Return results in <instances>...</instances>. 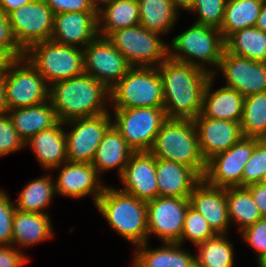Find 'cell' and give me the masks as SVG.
Returning <instances> with one entry per match:
<instances>
[{
	"label": "cell",
	"instance_id": "6",
	"mask_svg": "<svg viewBox=\"0 0 266 267\" xmlns=\"http://www.w3.org/2000/svg\"><path fill=\"white\" fill-rule=\"evenodd\" d=\"M172 49L179 53H171ZM224 50L225 40L219 29L194 23L168 44V58L207 70L202 63L217 68Z\"/></svg>",
	"mask_w": 266,
	"mask_h": 267
},
{
	"label": "cell",
	"instance_id": "33",
	"mask_svg": "<svg viewBox=\"0 0 266 267\" xmlns=\"http://www.w3.org/2000/svg\"><path fill=\"white\" fill-rule=\"evenodd\" d=\"M226 199L229 221H235L240 232L263 218L250 191L246 187L226 188Z\"/></svg>",
	"mask_w": 266,
	"mask_h": 267
},
{
	"label": "cell",
	"instance_id": "26",
	"mask_svg": "<svg viewBox=\"0 0 266 267\" xmlns=\"http://www.w3.org/2000/svg\"><path fill=\"white\" fill-rule=\"evenodd\" d=\"M134 151L128 146L126 140L113 124L105 132L102 141L97 147L92 161L93 167L99 172L119 167V177Z\"/></svg>",
	"mask_w": 266,
	"mask_h": 267
},
{
	"label": "cell",
	"instance_id": "2",
	"mask_svg": "<svg viewBox=\"0 0 266 267\" xmlns=\"http://www.w3.org/2000/svg\"><path fill=\"white\" fill-rule=\"evenodd\" d=\"M107 99L110 90L85 72L49 85V101L60 122L107 113Z\"/></svg>",
	"mask_w": 266,
	"mask_h": 267
},
{
	"label": "cell",
	"instance_id": "15",
	"mask_svg": "<svg viewBox=\"0 0 266 267\" xmlns=\"http://www.w3.org/2000/svg\"><path fill=\"white\" fill-rule=\"evenodd\" d=\"M189 206V198L158 196L147 201L148 236L154 233L163 243H178Z\"/></svg>",
	"mask_w": 266,
	"mask_h": 267
},
{
	"label": "cell",
	"instance_id": "31",
	"mask_svg": "<svg viewBox=\"0 0 266 267\" xmlns=\"http://www.w3.org/2000/svg\"><path fill=\"white\" fill-rule=\"evenodd\" d=\"M225 50L232 55L266 63V32L255 26L236 31L225 40Z\"/></svg>",
	"mask_w": 266,
	"mask_h": 267
},
{
	"label": "cell",
	"instance_id": "32",
	"mask_svg": "<svg viewBox=\"0 0 266 267\" xmlns=\"http://www.w3.org/2000/svg\"><path fill=\"white\" fill-rule=\"evenodd\" d=\"M140 22L145 29L168 33L177 19V9L172 0H138Z\"/></svg>",
	"mask_w": 266,
	"mask_h": 267
},
{
	"label": "cell",
	"instance_id": "35",
	"mask_svg": "<svg viewBox=\"0 0 266 267\" xmlns=\"http://www.w3.org/2000/svg\"><path fill=\"white\" fill-rule=\"evenodd\" d=\"M240 124L243 137L266 139V92L244 97Z\"/></svg>",
	"mask_w": 266,
	"mask_h": 267
},
{
	"label": "cell",
	"instance_id": "39",
	"mask_svg": "<svg viewBox=\"0 0 266 267\" xmlns=\"http://www.w3.org/2000/svg\"><path fill=\"white\" fill-rule=\"evenodd\" d=\"M227 0H196L190 11L198 12L195 24L220 29Z\"/></svg>",
	"mask_w": 266,
	"mask_h": 267
},
{
	"label": "cell",
	"instance_id": "25",
	"mask_svg": "<svg viewBox=\"0 0 266 267\" xmlns=\"http://www.w3.org/2000/svg\"><path fill=\"white\" fill-rule=\"evenodd\" d=\"M7 114L24 142L59 122L49 100L29 107L8 110Z\"/></svg>",
	"mask_w": 266,
	"mask_h": 267
},
{
	"label": "cell",
	"instance_id": "18",
	"mask_svg": "<svg viewBox=\"0 0 266 267\" xmlns=\"http://www.w3.org/2000/svg\"><path fill=\"white\" fill-rule=\"evenodd\" d=\"M121 190L143 201L158 197L156 158L150 152H134L120 176Z\"/></svg>",
	"mask_w": 266,
	"mask_h": 267
},
{
	"label": "cell",
	"instance_id": "29",
	"mask_svg": "<svg viewBox=\"0 0 266 267\" xmlns=\"http://www.w3.org/2000/svg\"><path fill=\"white\" fill-rule=\"evenodd\" d=\"M139 22L138 0H113L98 11V36L107 37L114 31L136 26Z\"/></svg>",
	"mask_w": 266,
	"mask_h": 267
},
{
	"label": "cell",
	"instance_id": "41",
	"mask_svg": "<svg viewBox=\"0 0 266 267\" xmlns=\"http://www.w3.org/2000/svg\"><path fill=\"white\" fill-rule=\"evenodd\" d=\"M15 210V203L13 204L9 196L3 190H0V246L11 245Z\"/></svg>",
	"mask_w": 266,
	"mask_h": 267
},
{
	"label": "cell",
	"instance_id": "3",
	"mask_svg": "<svg viewBox=\"0 0 266 267\" xmlns=\"http://www.w3.org/2000/svg\"><path fill=\"white\" fill-rule=\"evenodd\" d=\"M95 207L118 234L135 246L148 242L146 201L105 187Z\"/></svg>",
	"mask_w": 266,
	"mask_h": 267
},
{
	"label": "cell",
	"instance_id": "42",
	"mask_svg": "<svg viewBox=\"0 0 266 267\" xmlns=\"http://www.w3.org/2000/svg\"><path fill=\"white\" fill-rule=\"evenodd\" d=\"M241 232L245 242L258 253V257L266 253V217L259 219Z\"/></svg>",
	"mask_w": 266,
	"mask_h": 267
},
{
	"label": "cell",
	"instance_id": "28",
	"mask_svg": "<svg viewBox=\"0 0 266 267\" xmlns=\"http://www.w3.org/2000/svg\"><path fill=\"white\" fill-rule=\"evenodd\" d=\"M165 247L147 249V242L135 246L134 267H196L195 256L183 251L179 243H164Z\"/></svg>",
	"mask_w": 266,
	"mask_h": 267
},
{
	"label": "cell",
	"instance_id": "49",
	"mask_svg": "<svg viewBox=\"0 0 266 267\" xmlns=\"http://www.w3.org/2000/svg\"><path fill=\"white\" fill-rule=\"evenodd\" d=\"M7 111L4 95V72H0V115Z\"/></svg>",
	"mask_w": 266,
	"mask_h": 267
},
{
	"label": "cell",
	"instance_id": "1",
	"mask_svg": "<svg viewBox=\"0 0 266 267\" xmlns=\"http://www.w3.org/2000/svg\"><path fill=\"white\" fill-rule=\"evenodd\" d=\"M162 79L164 110L168 119H195L212 70L167 58L157 66Z\"/></svg>",
	"mask_w": 266,
	"mask_h": 267
},
{
	"label": "cell",
	"instance_id": "19",
	"mask_svg": "<svg viewBox=\"0 0 266 267\" xmlns=\"http://www.w3.org/2000/svg\"><path fill=\"white\" fill-rule=\"evenodd\" d=\"M97 36L98 12H63L54 15L51 40L56 43L84 49Z\"/></svg>",
	"mask_w": 266,
	"mask_h": 267
},
{
	"label": "cell",
	"instance_id": "20",
	"mask_svg": "<svg viewBox=\"0 0 266 267\" xmlns=\"http://www.w3.org/2000/svg\"><path fill=\"white\" fill-rule=\"evenodd\" d=\"M55 180V192L61 196L81 198L93 195L94 203L102 195L105 186L101 184L96 169L90 163L66 161Z\"/></svg>",
	"mask_w": 266,
	"mask_h": 267
},
{
	"label": "cell",
	"instance_id": "40",
	"mask_svg": "<svg viewBox=\"0 0 266 267\" xmlns=\"http://www.w3.org/2000/svg\"><path fill=\"white\" fill-rule=\"evenodd\" d=\"M26 146L14 128L7 113L0 115V156L10 154Z\"/></svg>",
	"mask_w": 266,
	"mask_h": 267
},
{
	"label": "cell",
	"instance_id": "50",
	"mask_svg": "<svg viewBox=\"0 0 266 267\" xmlns=\"http://www.w3.org/2000/svg\"><path fill=\"white\" fill-rule=\"evenodd\" d=\"M255 27L266 32V2L261 8Z\"/></svg>",
	"mask_w": 266,
	"mask_h": 267
},
{
	"label": "cell",
	"instance_id": "16",
	"mask_svg": "<svg viewBox=\"0 0 266 267\" xmlns=\"http://www.w3.org/2000/svg\"><path fill=\"white\" fill-rule=\"evenodd\" d=\"M226 78V86L244 97L266 92V63L232 55L224 50L218 65Z\"/></svg>",
	"mask_w": 266,
	"mask_h": 267
},
{
	"label": "cell",
	"instance_id": "44",
	"mask_svg": "<svg viewBox=\"0 0 266 267\" xmlns=\"http://www.w3.org/2000/svg\"><path fill=\"white\" fill-rule=\"evenodd\" d=\"M54 14L63 12H98L89 0H44Z\"/></svg>",
	"mask_w": 266,
	"mask_h": 267
},
{
	"label": "cell",
	"instance_id": "23",
	"mask_svg": "<svg viewBox=\"0 0 266 267\" xmlns=\"http://www.w3.org/2000/svg\"><path fill=\"white\" fill-rule=\"evenodd\" d=\"M209 77L204 94L201 115L212 119L241 122L243 115L244 96L235 89L223 86L212 92L215 71Z\"/></svg>",
	"mask_w": 266,
	"mask_h": 267
},
{
	"label": "cell",
	"instance_id": "36",
	"mask_svg": "<svg viewBox=\"0 0 266 267\" xmlns=\"http://www.w3.org/2000/svg\"><path fill=\"white\" fill-rule=\"evenodd\" d=\"M225 235L216 234L197 245L199 254L195 256L196 267H233V243Z\"/></svg>",
	"mask_w": 266,
	"mask_h": 267
},
{
	"label": "cell",
	"instance_id": "4",
	"mask_svg": "<svg viewBox=\"0 0 266 267\" xmlns=\"http://www.w3.org/2000/svg\"><path fill=\"white\" fill-rule=\"evenodd\" d=\"M155 158L193 169L201 178L206 161L201 156L195 124L191 119H167L149 151Z\"/></svg>",
	"mask_w": 266,
	"mask_h": 267
},
{
	"label": "cell",
	"instance_id": "24",
	"mask_svg": "<svg viewBox=\"0 0 266 267\" xmlns=\"http://www.w3.org/2000/svg\"><path fill=\"white\" fill-rule=\"evenodd\" d=\"M64 122H58L52 128L38 132L30 137L25 145L31 146L40 165L45 169H56L68 161L66 133L62 126Z\"/></svg>",
	"mask_w": 266,
	"mask_h": 267
},
{
	"label": "cell",
	"instance_id": "30",
	"mask_svg": "<svg viewBox=\"0 0 266 267\" xmlns=\"http://www.w3.org/2000/svg\"><path fill=\"white\" fill-rule=\"evenodd\" d=\"M264 0H227L220 33L224 40L236 31L255 26Z\"/></svg>",
	"mask_w": 266,
	"mask_h": 267
},
{
	"label": "cell",
	"instance_id": "34",
	"mask_svg": "<svg viewBox=\"0 0 266 267\" xmlns=\"http://www.w3.org/2000/svg\"><path fill=\"white\" fill-rule=\"evenodd\" d=\"M55 183L52 177L44 176L29 182L14 202L16 209L29 213H44L55 195Z\"/></svg>",
	"mask_w": 266,
	"mask_h": 267
},
{
	"label": "cell",
	"instance_id": "47",
	"mask_svg": "<svg viewBox=\"0 0 266 267\" xmlns=\"http://www.w3.org/2000/svg\"><path fill=\"white\" fill-rule=\"evenodd\" d=\"M34 0H0V8L6 15Z\"/></svg>",
	"mask_w": 266,
	"mask_h": 267
},
{
	"label": "cell",
	"instance_id": "53",
	"mask_svg": "<svg viewBox=\"0 0 266 267\" xmlns=\"http://www.w3.org/2000/svg\"><path fill=\"white\" fill-rule=\"evenodd\" d=\"M258 258V264L259 267H266V253L262 254L261 256L257 257Z\"/></svg>",
	"mask_w": 266,
	"mask_h": 267
},
{
	"label": "cell",
	"instance_id": "46",
	"mask_svg": "<svg viewBox=\"0 0 266 267\" xmlns=\"http://www.w3.org/2000/svg\"><path fill=\"white\" fill-rule=\"evenodd\" d=\"M259 208L263 217H266V184L257 183L246 187Z\"/></svg>",
	"mask_w": 266,
	"mask_h": 267
},
{
	"label": "cell",
	"instance_id": "38",
	"mask_svg": "<svg viewBox=\"0 0 266 267\" xmlns=\"http://www.w3.org/2000/svg\"><path fill=\"white\" fill-rule=\"evenodd\" d=\"M266 172V139L258 140L250 159L244 166L242 187L260 183Z\"/></svg>",
	"mask_w": 266,
	"mask_h": 267
},
{
	"label": "cell",
	"instance_id": "22",
	"mask_svg": "<svg viewBox=\"0 0 266 267\" xmlns=\"http://www.w3.org/2000/svg\"><path fill=\"white\" fill-rule=\"evenodd\" d=\"M158 196L189 198L202 178L190 167L156 158Z\"/></svg>",
	"mask_w": 266,
	"mask_h": 267
},
{
	"label": "cell",
	"instance_id": "52",
	"mask_svg": "<svg viewBox=\"0 0 266 267\" xmlns=\"http://www.w3.org/2000/svg\"><path fill=\"white\" fill-rule=\"evenodd\" d=\"M113 0H89L90 4L93 6V8L96 10V11H99L101 9V6L100 5H106L108 4L109 2H111ZM100 5H99V4ZM102 3V4H101ZM98 4V5H97Z\"/></svg>",
	"mask_w": 266,
	"mask_h": 267
},
{
	"label": "cell",
	"instance_id": "51",
	"mask_svg": "<svg viewBox=\"0 0 266 267\" xmlns=\"http://www.w3.org/2000/svg\"><path fill=\"white\" fill-rule=\"evenodd\" d=\"M196 0H172L175 8L178 10L180 8L184 10H191L194 6Z\"/></svg>",
	"mask_w": 266,
	"mask_h": 267
},
{
	"label": "cell",
	"instance_id": "5",
	"mask_svg": "<svg viewBox=\"0 0 266 267\" xmlns=\"http://www.w3.org/2000/svg\"><path fill=\"white\" fill-rule=\"evenodd\" d=\"M114 109L163 108V88L157 67H131L110 89Z\"/></svg>",
	"mask_w": 266,
	"mask_h": 267
},
{
	"label": "cell",
	"instance_id": "27",
	"mask_svg": "<svg viewBox=\"0 0 266 267\" xmlns=\"http://www.w3.org/2000/svg\"><path fill=\"white\" fill-rule=\"evenodd\" d=\"M49 214L15 210L11 245L31 246L51 238L53 234Z\"/></svg>",
	"mask_w": 266,
	"mask_h": 267
},
{
	"label": "cell",
	"instance_id": "45",
	"mask_svg": "<svg viewBox=\"0 0 266 267\" xmlns=\"http://www.w3.org/2000/svg\"><path fill=\"white\" fill-rule=\"evenodd\" d=\"M29 260L12 245L0 246V267H22Z\"/></svg>",
	"mask_w": 266,
	"mask_h": 267
},
{
	"label": "cell",
	"instance_id": "13",
	"mask_svg": "<svg viewBox=\"0 0 266 267\" xmlns=\"http://www.w3.org/2000/svg\"><path fill=\"white\" fill-rule=\"evenodd\" d=\"M84 72L109 90L131 68L126 58L113 46L107 37L97 36L83 49Z\"/></svg>",
	"mask_w": 266,
	"mask_h": 267
},
{
	"label": "cell",
	"instance_id": "10",
	"mask_svg": "<svg viewBox=\"0 0 266 267\" xmlns=\"http://www.w3.org/2000/svg\"><path fill=\"white\" fill-rule=\"evenodd\" d=\"M113 126L134 152H149L162 124L168 119L164 108L114 109Z\"/></svg>",
	"mask_w": 266,
	"mask_h": 267
},
{
	"label": "cell",
	"instance_id": "54",
	"mask_svg": "<svg viewBox=\"0 0 266 267\" xmlns=\"http://www.w3.org/2000/svg\"><path fill=\"white\" fill-rule=\"evenodd\" d=\"M260 183L266 184V172L263 175V178L261 179Z\"/></svg>",
	"mask_w": 266,
	"mask_h": 267
},
{
	"label": "cell",
	"instance_id": "9",
	"mask_svg": "<svg viewBox=\"0 0 266 267\" xmlns=\"http://www.w3.org/2000/svg\"><path fill=\"white\" fill-rule=\"evenodd\" d=\"M159 37V33L138 24L114 31L107 39L131 67H157L168 58V45Z\"/></svg>",
	"mask_w": 266,
	"mask_h": 267
},
{
	"label": "cell",
	"instance_id": "37",
	"mask_svg": "<svg viewBox=\"0 0 266 267\" xmlns=\"http://www.w3.org/2000/svg\"><path fill=\"white\" fill-rule=\"evenodd\" d=\"M215 235L216 233L209 226L204 216L189 206L185 215L181 238L178 243L182 244L184 240L188 239L197 246Z\"/></svg>",
	"mask_w": 266,
	"mask_h": 267
},
{
	"label": "cell",
	"instance_id": "12",
	"mask_svg": "<svg viewBox=\"0 0 266 267\" xmlns=\"http://www.w3.org/2000/svg\"><path fill=\"white\" fill-rule=\"evenodd\" d=\"M258 140L243 137L227 151L211 157L206 161L202 179L214 187H242L244 166L250 159Z\"/></svg>",
	"mask_w": 266,
	"mask_h": 267
},
{
	"label": "cell",
	"instance_id": "43",
	"mask_svg": "<svg viewBox=\"0 0 266 267\" xmlns=\"http://www.w3.org/2000/svg\"><path fill=\"white\" fill-rule=\"evenodd\" d=\"M0 45H2L15 59L25 56V52L18 46L13 36L8 15L0 8Z\"/></svg>",
	"mask_w": 266,
	"mask_h": 267
},
{
	"label": "cell",
	"instance_id": "8",
	"mask_svg": "<svg viewBox=\"0 0 266 267\" xmlns=\"http://www.w3.org/2000/svg\"><path fill=\"white\" fill-rule=\"evenodd\" d=\"M4 95L7 110L29 107L49 100V85L24 56L4 71Z\"/></svg>",
	"mask_w": 266,
	"mask_h": 267
},
{
	"label": "cell",
	"instance_id": "11",
	"mask_svg": "<svg viewBox=\"0 0 266 267\" xmlns=\"http://www.w3.org/2000/svg\"><path fill=\"white\" fill-rule=\"evenodd\" d=\"M54 15L44 0H34L8 14L15 41L24 52L36 43L51 40Z\"/></svg>",
	"mask_w": 266,
	"mask_h": 267
},
{
	"label": "cell",
	"instance_id": "7",
	"mask_svg": "<svg viewBox=\"0 0 266 267\" xmlns=\"http://www.w3.org/2000/svg\"><path fill=\"white\" fill-rule=\"evenodd\" d=\"M25 57L50 85L84 72L81 47L47 40L32 45L25 52Z\"/></svg>",
	"mask_w": 266,
	"mask_h": 267
},
{
	"label": "cell",
	"instance_id": "21",
	"mask_svg": "<svg viewBox=\"0 0 266 267\" xmlns=\"http://www.w3.org/2000/svg\"><path fill=\"white\" fill-rule=\"evenodd\" d=\"M190 206L204 216L216 234H226L230 225L226 188L214 187L203 179L189 196Z\"/></svg>",
	"mask_w": 266,
	"mask_h": 267
},
{
	"label": "cell",
	"instance_id": "17",
	"mask_svg": "<svg viewBox=\"0 0 266 267\" xmlns=\"http://www.w3.org/2000/svg\"><path fill=\"white\" fill-rule=\"evenodd\" d=\"M193 122L196 127L201 156L205 161L227 151L243 138L240 122L212 119L199 114Z\"/></svg>",
	"mask_w": 266,
	"mask_h": 267
},
{
	"label": "cell",
	"instance_id": "14",
	"mask_svg": "<svg viewBox=\"0 0 266 267\" xmlns=\"http://www.w3.org/2000/svg\"><path fill=\"white\" fill-rule=\"evenodd\" d=\"M109 112L64 122L74 125L66 135L69 162L92 163L97 147L113 120Z\"/></svg>",
	"mask_w": 266,
	"mask_h": 267
},
{
	"label": "cell",
	"instance_id": "48",
	"mask_svg": "<svg viewBox=\"0 0 266 267\" xmlns=\"http://www.w3.org/2000/svg\"><path fill=\"white\" fill-rule=\"evenodd\" d=\"M14 60L15 58L0 45V72H4Z\"/></svg>",
	"mask_w": 266,
	"mask_h": 267
}]
</instances>
